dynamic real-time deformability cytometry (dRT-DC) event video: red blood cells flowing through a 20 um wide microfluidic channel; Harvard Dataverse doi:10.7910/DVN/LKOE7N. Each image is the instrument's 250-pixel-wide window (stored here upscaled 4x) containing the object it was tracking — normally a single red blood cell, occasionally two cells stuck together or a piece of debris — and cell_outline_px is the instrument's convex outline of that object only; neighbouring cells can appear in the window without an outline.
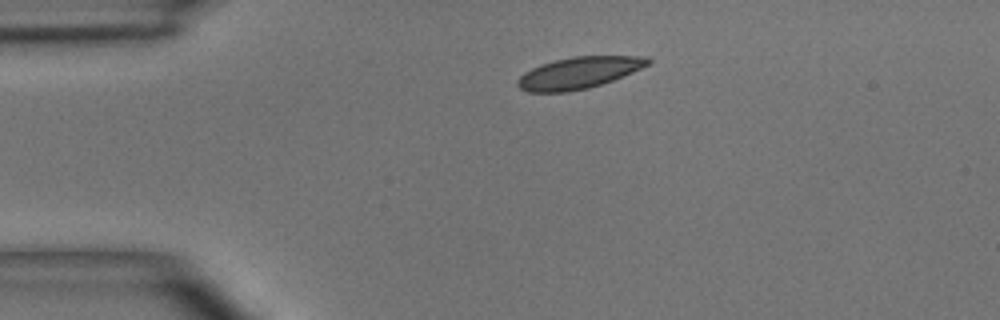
{"species": "common noctule bat (a hibernating species)", "species_latin": "Nyctalus noctula", "temperature_condition": "room temperature", "stored_images_in_passage": 2, "camera_frame_rate_fps": 3000, "um_per_image_px": 0.085, "animal": {"sex": "male", "body_mass_g": 15.6}, "frame": {"image": 1, "passage_image": 1, "time_ms": 0.0, "image_size_px": [1000, 320], "cell_outline_px": [[652, 60], [648, 64], [640, 68], [612, 80], [588, 88], [568, 92], [528, 92], [520, 88], [516, 84], [516, 80], [524, 72], [532, 68], [556, 60], [572, 56], [648, 56]], "centroid_in_image_um": [49.17, 6.19], "position_along_channel_um": 35.8, "area_um2": 23.76}}